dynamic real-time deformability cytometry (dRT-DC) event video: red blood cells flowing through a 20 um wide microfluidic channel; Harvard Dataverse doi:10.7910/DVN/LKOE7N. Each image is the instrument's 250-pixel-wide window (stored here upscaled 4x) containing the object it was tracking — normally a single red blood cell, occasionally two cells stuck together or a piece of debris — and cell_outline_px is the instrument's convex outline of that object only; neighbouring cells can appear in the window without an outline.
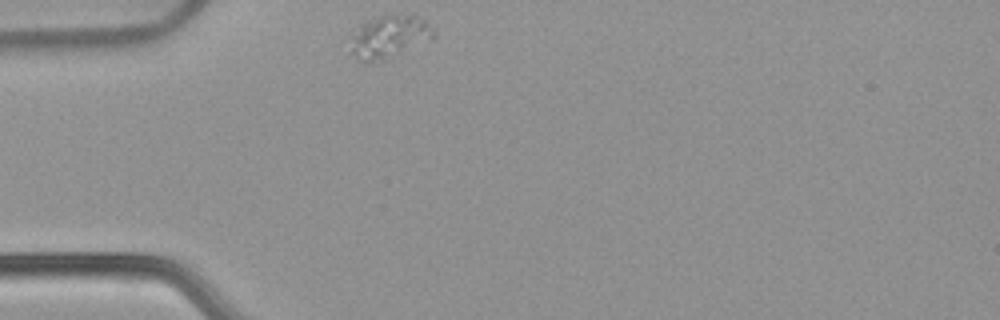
{"species": "common noctule bat (a hibernating species)", "species_latin": "Nyctalus noctula", "temperature_condition": "warm", "stored_images_in_passage": 43, "camera_frame_rate_fps": 3000, "um_per_image_px": 0.085, "animal": {"sex": "female", "body_mass_g": 22.7, "forearm_length_mm": 54.2}, "frame": {"image": 1, "passage_image": 1, "time_ms": 0.0, "image_size_px": [1000, 320], "cell_outline_px": [[436, 36], [432, 40], [372, 60], [364, 60], [348, 52], [352, 36], [360, 24], [380, 16], [416, 16], [428, 20], [436, 28]], "centroid_in_image_um": [33.14, 3.05], "position_along_channel_um": 51.9, "area_um2": 19.71}}
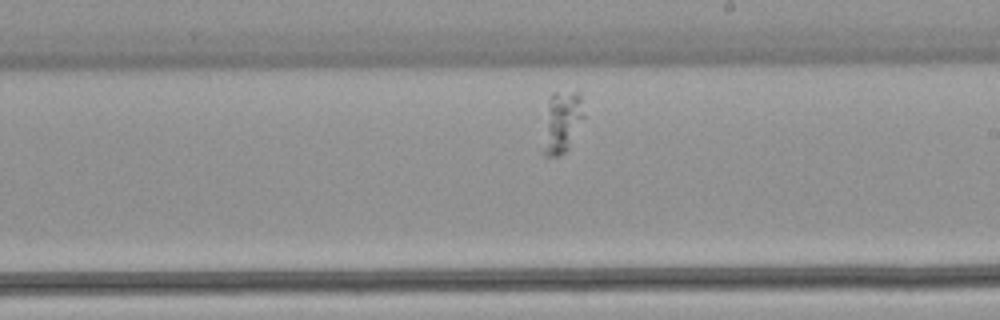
{"frame": {"image": 2, "passage_image": 19, "time_ms": 6.0, "image_size_px": [1000, 320], "cell_outline_px": [[584, 116], [568, 148], [564, 152], [556, 156], [544, 156], [540, 152], [548, 96], [552, 92], [580, 92]], "centroid_in_image_um": [47.69, 10.38], "position_along_channel_um": 241.3, "area_um2": 14.97}}
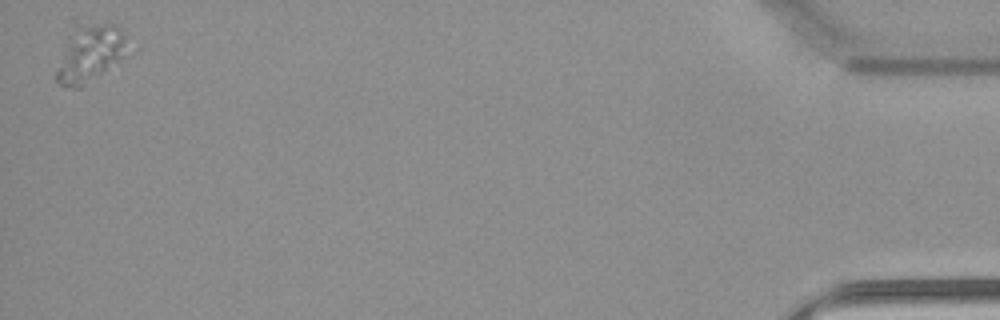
{"frame": {"image": 3, "passage_image": 43, "time_ms": 14.0, "image_size_px": [1000, 320], "cell_outline_px": [[124, 56], [104, 72], [80, 88], [72, 88], [60, 84], [56, 80], [56, 72], [72, 44], [84, 28], [120, 28], [124, 36]], "centroid_in_image_um": [7.71, 4.78], "position_along_channel_um": 427.5, "area_um2": 20.0}}